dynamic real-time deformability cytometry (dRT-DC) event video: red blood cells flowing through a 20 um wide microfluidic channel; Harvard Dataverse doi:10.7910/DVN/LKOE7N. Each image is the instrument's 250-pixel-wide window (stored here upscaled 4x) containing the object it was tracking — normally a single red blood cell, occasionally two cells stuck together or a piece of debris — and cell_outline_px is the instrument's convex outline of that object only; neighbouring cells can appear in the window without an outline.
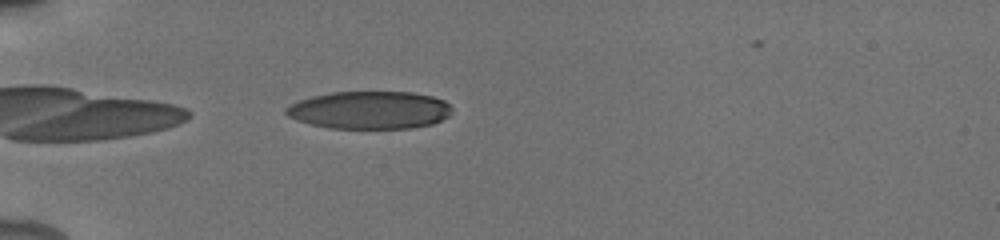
{"species": "human", "species_latin": "Homo sapiens", "temperature_condition": "cold", "stored_images_in_passage": 30, "camera_frame_rate_fps": 3000, "um_per_image_px": 0.085, "donor": {"sex": "male"}, "frame": {"image": 1, "passage_image": 1, "time_ms": 0.0, "image_size_px": [1000, 240], "cell_outline_px": [[452, 112], [448, 116], [432, 124], [412, 128], [328, 128], [296, 120], [288, 116], [284, 112], [284, 108], [288, 104], [312, 96], [332, 92], [412, 92], [432, 96], [444, 100], [452, 108]], "centroid_in_image_um": [31.4, 9.35], "position_along_channel_um": 53.6, "area_um2": 36.59}}
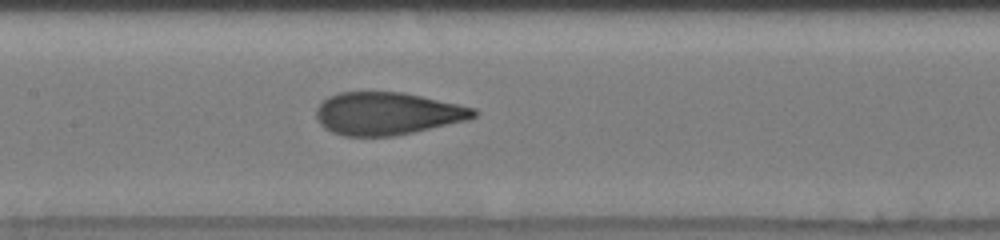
{"frame": {"image": 2, "passage_image": 11, "time_ms": 3.667, "image_size_px": [1000, 240], "cell_outline_px": [[480, 112], [476, 116], [468, 120], [396, 136], [344, 136], [332, 132], [324, 128], [320, 124], [316, 116], [316, 108], [328, 96], [340, 92], [404, 92], [476, 108]], "centroid_in_image_um": [32.94, 9.65], "position_along_channel_um": 174.5, "area_um2": 39.3}}
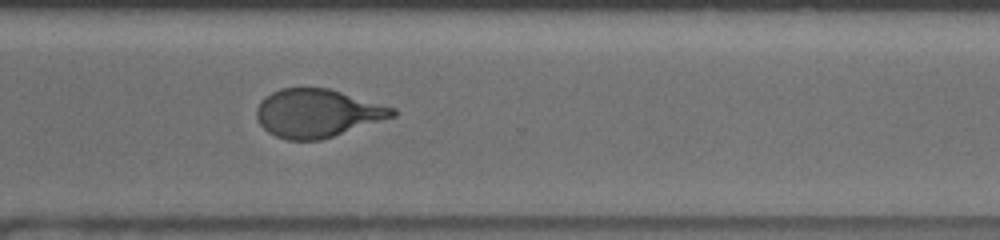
{"frame": {"image": 3, "passage_image": 24, "time_ms": 8.0, "image_size_px": [1000, 240], "cell_outline_px": [[396, 116], [320, 140], [288, 140], [276, 136], [268, 132], [260, 124], [256, 116], [256, 108], [260, 100], [272, 92], [280, 88], [328, 88], [396, 108]], "centroid_in_image_um": [26.96, 9.62], "position_along_channel_um": 343.6, "area_um2": 38.03}, "authors_computed_cell_mechanics": {"area_um2": 39.1884, "velocity_mm_per_s": 3.9132, "shape_relaxation_time_tau1_ms": 3.9838, "shape_relaxation_time_tau2_ms": 0.7787, "deformation_change_tau1": 0.1904, "deformation_change_tau2": 0.0831}}